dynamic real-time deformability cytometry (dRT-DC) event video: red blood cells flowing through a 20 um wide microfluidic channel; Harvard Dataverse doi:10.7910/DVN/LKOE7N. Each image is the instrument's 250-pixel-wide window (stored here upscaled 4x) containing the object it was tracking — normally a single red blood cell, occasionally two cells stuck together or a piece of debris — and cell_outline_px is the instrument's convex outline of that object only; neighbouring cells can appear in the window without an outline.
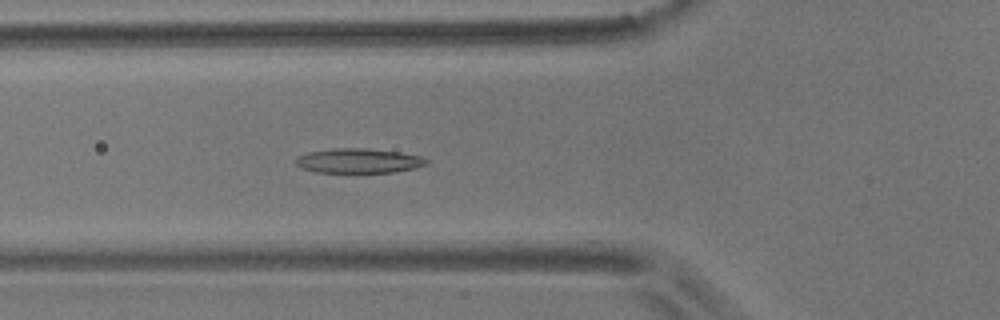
{"species": "common noctule bat (a hibernating species)", "species_latin": "Nyctalus noctula", "temperature_condition": "room temperature", "stored_images_in_passage": 6, "camera_frame_rate_fps": 3000, "um_per_image_px": 0.085, "animal": {"sex": "male", "body_mass_g": 17.9}, "frame": {"image": 1, "passage_image": 6, "time_ms": 6.667, "image_size_px": [1000, 320], "cell_outline_px": [[428, 164], [416, 168], [396, 172], [316, 172], [300, 168], [296, 164], [296, 160], [300, 156], [308, 152], [332, 148], [364, 148], [400, 152], [420, 156], [428, 160]], "centroid_in_image_um": [30.51, 13.67], "position_along_channel_um": 95.3, "area_um2": 18.73}}